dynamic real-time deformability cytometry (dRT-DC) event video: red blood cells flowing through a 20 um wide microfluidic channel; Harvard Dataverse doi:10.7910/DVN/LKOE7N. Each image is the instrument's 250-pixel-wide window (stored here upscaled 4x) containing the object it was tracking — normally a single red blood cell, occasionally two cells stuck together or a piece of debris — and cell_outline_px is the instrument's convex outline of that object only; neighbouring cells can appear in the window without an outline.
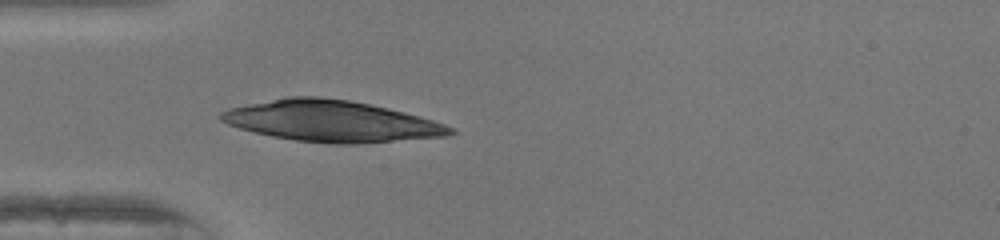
{"species": "human", "species_latin": "Homo sapiens", "temperature_condition": "warm", "stored_images_in_passage": 5, "segment_of_instrument_passage": [1, 2], "camera_frame_rate_fps": 3000, "um_per_image_px": 0.085, "donor": {"sex": "female"}, "frame": {"image": 1, "passage_image": 1, "time_ms": 0.0, "image_size_px": [1000, 240], "cell_outline_px": [[456, 132], [448, 136], [360, 144], [328, 144], [296, 140], [272, 136], [240, 128], [228, 124], [220, 120], [216, 116], [220, 112], [228, 108], [288, 96], [316, 96], [348, 100], [388, 108], [404, 112], [432, 120], [444, 124], [452, 128]], "centroid_in_image_um": [28.15, 10.3], "position_along_channel_um": 56.9, "area_um2": 54.91}}